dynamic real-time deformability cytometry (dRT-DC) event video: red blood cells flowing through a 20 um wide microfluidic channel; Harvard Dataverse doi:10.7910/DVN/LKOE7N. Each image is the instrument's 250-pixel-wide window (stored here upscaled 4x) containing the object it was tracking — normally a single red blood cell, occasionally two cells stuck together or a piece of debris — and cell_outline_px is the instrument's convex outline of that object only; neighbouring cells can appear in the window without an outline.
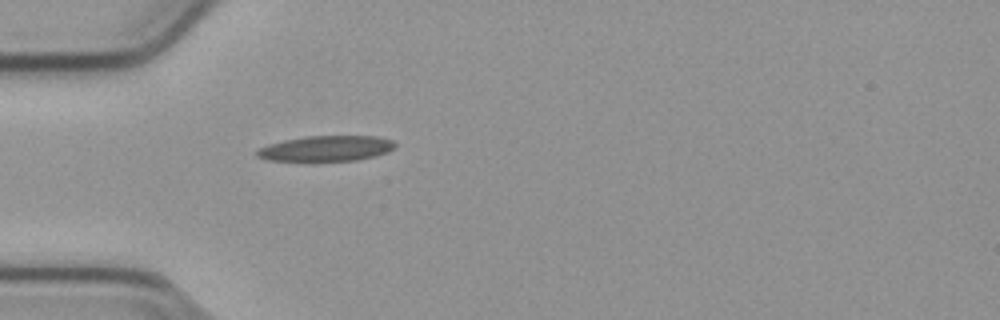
{"species": "common noctule bat (a hibernating species)", "species_latin": "Nyctalus noctula", "temperature_condition": "cold", "stored_images_in_passage": 8, "camera_frame_rate_fps": 3000, "um_per_image_px": 0.085, "animal": {"sex": "male", "body_mass_g": 23.1, "forearm_length_mm": 52.7}, "frame": {"image": 1, "passage_image": 1, "time_ms": 0.0, "image_size_px": [1000, 320], "cell_outline_px": [[396, 144], [392, 148], [376, 156], [356, 160], [312, 164], [264, 160], [256, 156], [256, 152], [260, 148], [268, 144], [284, 140], [308, 136], [376, 136], [392, 140]], "centroid_in_image_um": [27.62, 12.68], "position_along_channel_um": 57.4, "area_um2": 21.44}}
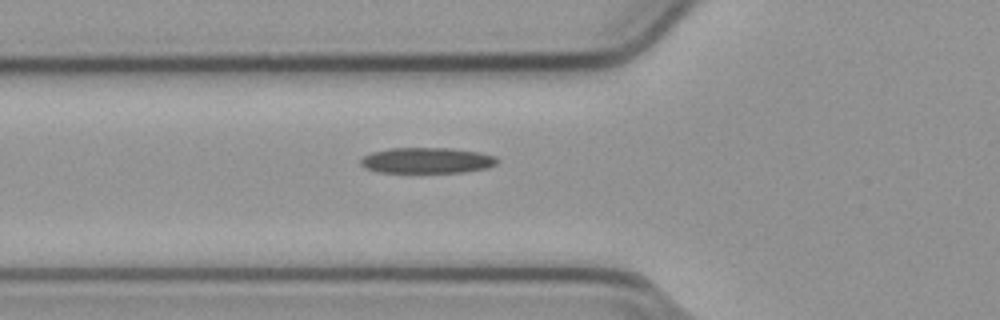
{"frame": {"image": 2, "passage_image": 4, "time_ms": 1.0, "image_size_px": [1000, 320], "cell_outline_px": [[496, 164], [484, 168], [464, 172], [376, 172], [364, 168], [360, 164], [360, 160], [364, 156], [372, 152], [388, 148], [452, 148], [476, 152], [496, 156]], "centroid_in_image_um": [36.22, 13.63], "position_along_channel_um": 89.6, "area_um2": 20.35}}